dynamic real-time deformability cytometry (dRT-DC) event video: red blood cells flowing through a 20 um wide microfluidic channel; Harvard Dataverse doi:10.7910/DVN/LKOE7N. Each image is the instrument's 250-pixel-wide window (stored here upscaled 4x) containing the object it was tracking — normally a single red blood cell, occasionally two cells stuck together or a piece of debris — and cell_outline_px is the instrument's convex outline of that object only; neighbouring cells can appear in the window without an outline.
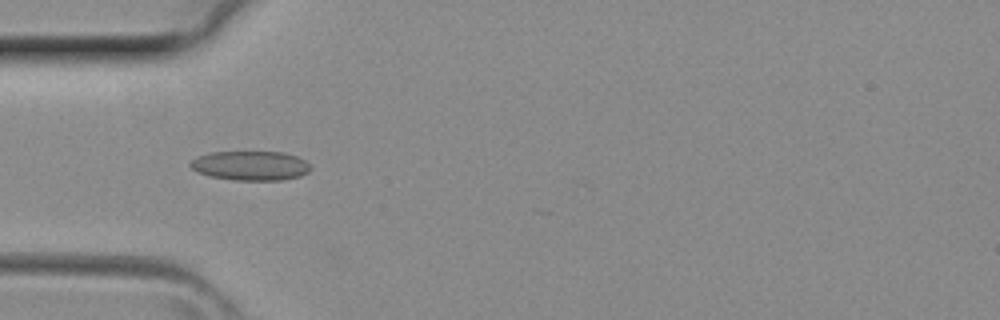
{"species": "common noctule bat (a hibernating species)", "species_latin": "Nyctalus noctula", "temperature_condition": "room temperature", "stored_images_in_passage": 5, "camera_frame_rate_fps": 3000, "um_per_image_px": 0.085, "animal": {"sex": "female", "body_mass_g": 29.2, "forearm_length_mm": 56.3}, "frame": {"image": 1, "passage_image": 4, "time_ms": 1.0, "image_size_px": [1000, 320], "cell_outline_px": [[312, 168], [308, 172], [300, 176], [280, 180], [236, 180], [208, 176], [196, 172], [188, 164], [196, 156], [212, 152], [284, 152], [296, 156], [304, 160]], "centroid_in_image_um": [21.26, 14.08], "position_along_channel_um": 63.7, "area_um2": 20.63}}
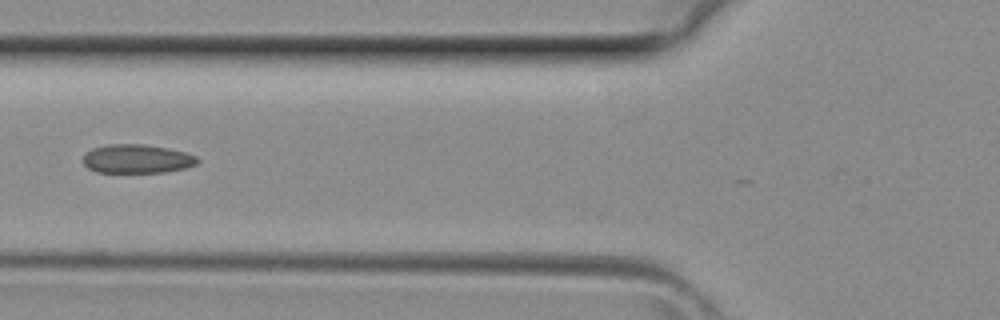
{"frame": {"image": 2, "passage_image": 5, "time_ms": 1.333, "image_size_px": [1000, 320], "cell_outline_px": [[200, 160], [196, 164], [184, 168], [164, 172], [96, 172], [88, 168], [84, 164], [84, 156], [92, 148], [108, 144], [144, 144], [168, 148], [184, 152], [196, 156]], "centroid_in_image_um": [11.64, 13.5], "position_along_channel_um": 114.2, "area_um2": 19.07}}